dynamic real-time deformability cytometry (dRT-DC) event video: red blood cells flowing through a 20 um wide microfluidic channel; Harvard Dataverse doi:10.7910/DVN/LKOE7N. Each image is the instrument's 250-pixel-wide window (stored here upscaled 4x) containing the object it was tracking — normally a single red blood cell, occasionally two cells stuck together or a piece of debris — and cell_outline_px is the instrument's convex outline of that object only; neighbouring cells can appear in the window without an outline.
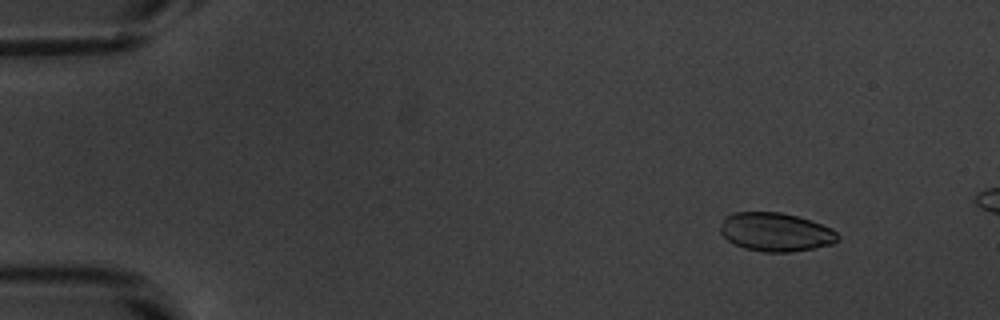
{"species": "common noctule bat (a hibernating species)", "species_latin": "Nyctalus noctula", "temperature_condition": "warm", "stored_images_in_passage": 9, "camera_frame_rate_fps": 3000, "um_per_image_px": 0.085, "animal": {"sex": "male", "body_mass_g": 20.1, "forearm_length_mm": 53.5}, "frame": {"image": 1, "passage_image": 1, "time_ms": 0.0, "image_size_px": [1000, 320], "cell_outline_px": [[840, 240], [832, 244], [792, 252], [764, 252], [744, 248], [728, 240], [720, 232], [720, 228], [724, 216], [732, 212], [780, 212], [796, 216], [832, 228], [840, 236]], "centroid_in_image_um": [65.92, 19.72], "position_along_channel_um": 19.1, "area_um2": 26.41}}